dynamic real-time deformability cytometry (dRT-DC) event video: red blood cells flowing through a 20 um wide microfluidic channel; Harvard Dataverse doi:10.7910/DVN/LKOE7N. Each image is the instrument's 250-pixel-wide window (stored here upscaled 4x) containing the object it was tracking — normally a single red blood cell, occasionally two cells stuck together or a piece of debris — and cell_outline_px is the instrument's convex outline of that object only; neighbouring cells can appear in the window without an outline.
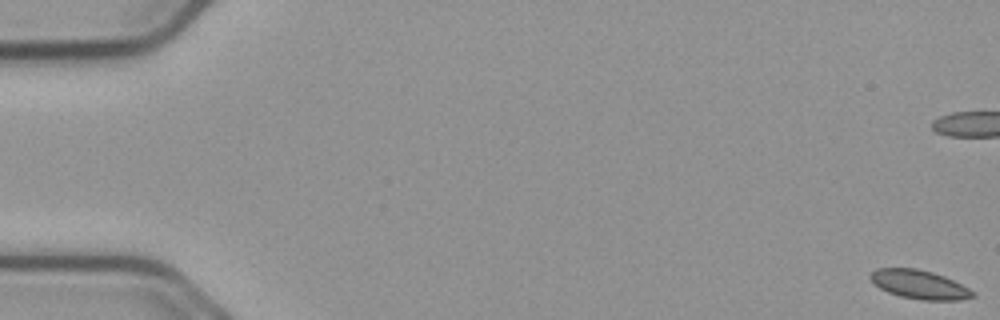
{"species": "common noctule bat (a hibernating species)", "species_latin": "Nyctalus noctula", "temperature_condition": "cold", "stored_images_in_passage": 58, "camera_frame_rate_fps": 3000, "um_per_image_px": 0.085, "animal": {"sex": "male", "body_mass_g": 23.1, "forearm_length_mm": 52.7}, "frame": {"image": 1, "passage_image": 1, "time_ms": 0.0, "image_size_px": [1000, 320], "cell_outline_px": [[976, 296], [960, 300], [920, 300], [900, 296], [888, 292], [872, 284], [868, 276], [876, 268], [916, 268], [932, 272], [944, 276], [976, 292]], "centroid_in_image_um": [78.12, 24.18], "position_along_channel_um": 6.9, "area_um2": 17.28}}
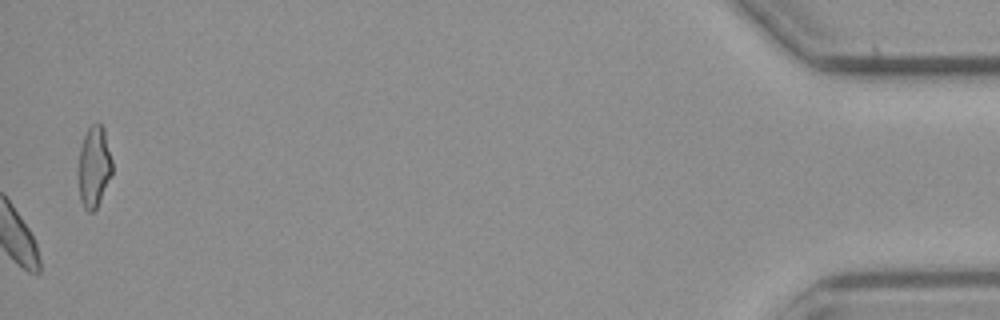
{"frame": {"image": 2, "passage_image": 58, "time_ms": 19.0, "image_size_px": [1000, 320], "cell_outline_px": [[112, 176], [96, 208], [92, 212], [88, 212], [84, 208], [80, 200], [76, 172], [80, 148], [84, 136], [88, 128], [92, 124], [100, 124], [104, 128], [112, 160]], "centroid_in_image_um": [7.96, 14.2], "position_along_channel_um": 427.2, "area_um2": 16.42}, "authors_computed_cell_mechanics": {"area_um2": 17.0799, "velocity_mm_per_s": 3.6649, "shape_relaxation_time_tau1_ms": null, "shape_relaxation_time_tau2_ms": 3.0348, "deformation_change_tau1": null, "deformation_change_tau2": 0.0597}}